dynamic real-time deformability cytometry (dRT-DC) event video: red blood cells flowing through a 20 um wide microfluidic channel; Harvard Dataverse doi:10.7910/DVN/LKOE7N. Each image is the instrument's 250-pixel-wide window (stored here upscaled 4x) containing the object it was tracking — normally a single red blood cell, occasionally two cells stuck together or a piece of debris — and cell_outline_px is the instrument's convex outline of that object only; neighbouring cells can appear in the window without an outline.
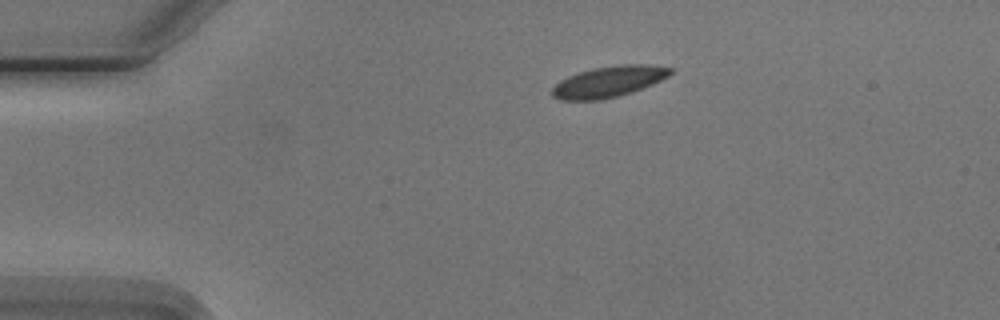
{"species": "Egyptian fruit bat (a non-hibernating species)", "species_latin": "Rousettus aegyptiacus", "temperature_condition": "cold", "stored_images_in_passage": 4, "camera_frame_rate_fps": 3000, "um_per_image_px": 0.085, "animal": {"sex": "male"}, "frame": {"image": 1, "passage_image": 4, "time_ms": 3.333, "image_size_px": [1000, 320], "cell_outline_px": [[672, 72], [668, 76], [652, 84], [632, 92], [600, 100], [560, 100], [552, 96], [552, 88], [560, 80], [568, 76], [592, 68], [620, 64], [648, 64], [672, 68]], "centroid_in_image_um": [51.72, 6.93], "position_along_channel_um": 33.3, "area_um2": 21.27}}